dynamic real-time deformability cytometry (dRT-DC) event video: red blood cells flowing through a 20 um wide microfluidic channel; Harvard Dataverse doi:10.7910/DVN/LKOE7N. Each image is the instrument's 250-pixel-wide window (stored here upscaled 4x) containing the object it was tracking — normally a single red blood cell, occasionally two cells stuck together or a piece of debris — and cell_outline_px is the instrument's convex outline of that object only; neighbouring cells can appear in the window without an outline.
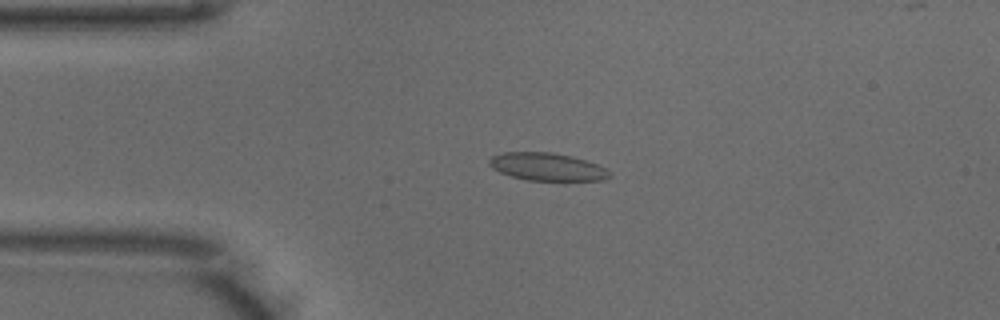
{"species": "common noctule bat (a hibernating species)", "species_latin": "Nyctalus noctula", "temperature_condition": "warm", "stored_images_in_passage": 49, "camera_frame_rate_fps": 3000, "um_per_image_px": 0.085, "animal": {"sex": "male", "body_mass_g": 18.8}, "frame": {"image": 1, "passage_image": 9, "time_ms": 2.667, "image_size_px": [1000, 320], "cell_outline_px": [[612, 176], [604, 180], [564, 184], [528, 180], [512, 176], [500, 172], [492, 168], [488, 164], [488, 160], [492, 156], [504, 152], [552, 152], [572, 156], [596, 164], [612, 172]], "centroid_in_image_um": [46.59, 14.24], "position_along_channel_um": 38.4, "area_um2": 20.46}}
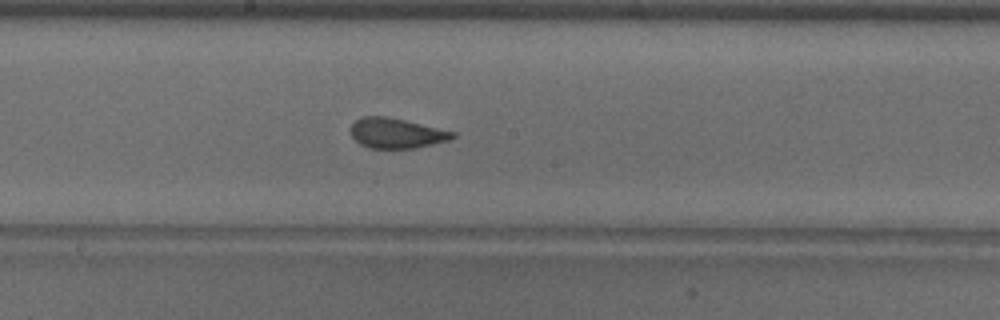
{"frame": {"image": 2, "passage_image": 24, "time_ms": 7.667, "image_size_px": [1000, 320], "cell_outline_px": [[456, 136], [448, 140], [416, 148], [368, 148], [360, 144], [352, 136], [352, 124], [360, 116], [384, 116], [404, 120], [456, 132]], "centroid_in_image_um": [33.69, 11.32], "position_along_channel_um": 214.5, "area_um2": 17.69}}
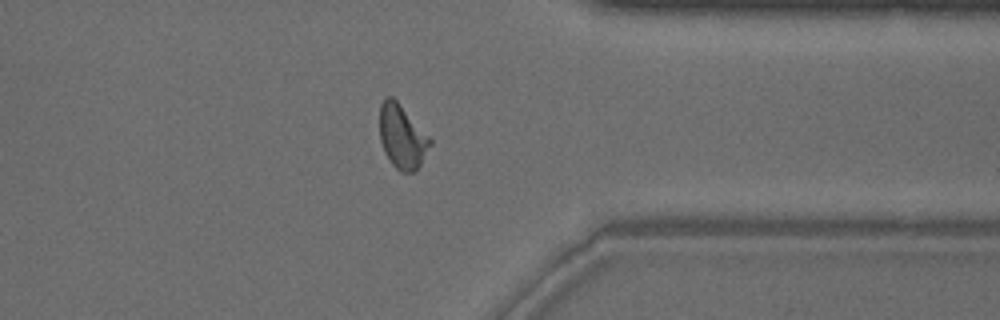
{"frame": {"image": 3, "passage_image": 37, "time_ms": 12.0, "image_size_px": [1000, 320], "cell_outline_px": [[432, 144], [416, 172], [400, 172], [392, 164], [384, 152], [380, 140], [380, 104], [388, 96], [392, 96], [396, 100], [432, 140]], "centroid_in_image_um": [34.18, 11.65], "position_along_channel_um": 377.2, "area_um2": 18.61}, "authors_computed_cell_mechanics": {"area_um2": 18.3804, "velocity_mm_per_s": 3.9538, "shape_relaxation_time_tau1_ms": 5.7721, "shape_relaxation_time_tau2_ms": 0.8653, "deformation_change_tau1": 0.1796, "deformation_change_tau2": 0.0646}}